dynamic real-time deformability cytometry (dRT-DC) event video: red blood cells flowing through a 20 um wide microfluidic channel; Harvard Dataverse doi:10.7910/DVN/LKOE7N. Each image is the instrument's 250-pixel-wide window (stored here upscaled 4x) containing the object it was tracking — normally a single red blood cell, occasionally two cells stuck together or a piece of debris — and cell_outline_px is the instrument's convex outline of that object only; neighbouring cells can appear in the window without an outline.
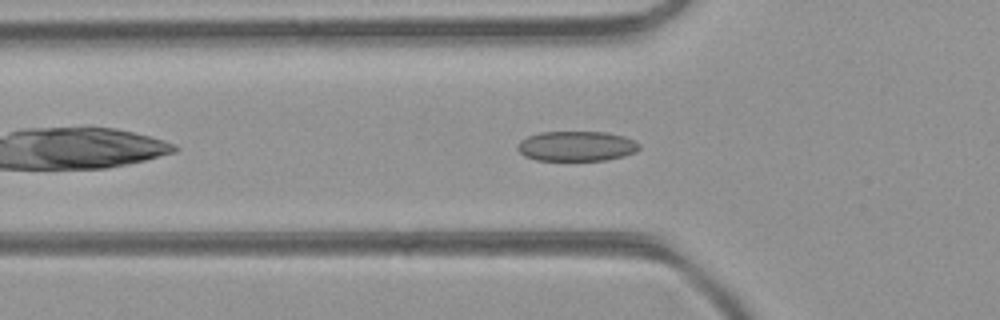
{"species": "common noctule bat (a hibernating species)", "species_latin": "Nyctalus noctula", "temperature_condition": "room temperature", "stored_images_in_passage": 34, "camera_frame_rate_fps": 3000, "um_per_image_px": 0.085, "animal": {"sex": "female", "body_mass_g": 21.9}, "frame": {"image": 1, "passage_image": 3, "time_ms": 0.667, "image_size_px": [1000, 320], "cell_outline_px": [[640, 148], [636, 152], [624, 156], [608, 160], [536, 160], [524, 156], [516, 148], [516, 144], [520, 140], [528, 136], [540, 132], [604, 132], [624, 136], [640, 144]], "centroid_in_image_um": [48.98, 12.42], "position_along_channel_um": 76.8, "area_um2": 21.39}}
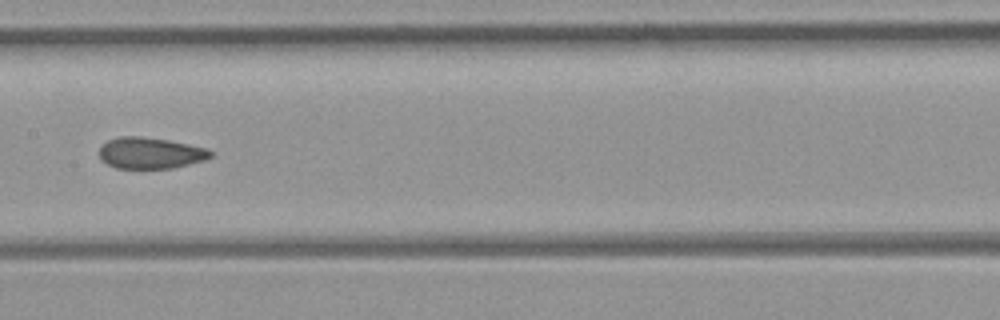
{"frame": {"image": 2, "passage_image": 11, "time_ms": 3.333, "image_size_px": [1000, 320], "cell_outline_px": [[212, 156], [204, 160], [172, 168], [116, 168], [100, 160], [100, 148], [108, 140], [120, 136], [140, 136], [168, 140], [208, 148], [212, 152]], "centroid_in_image_um": [12.78, 13.0], "position_along_channel_um": 194.6, "area_um2": 20.17}}
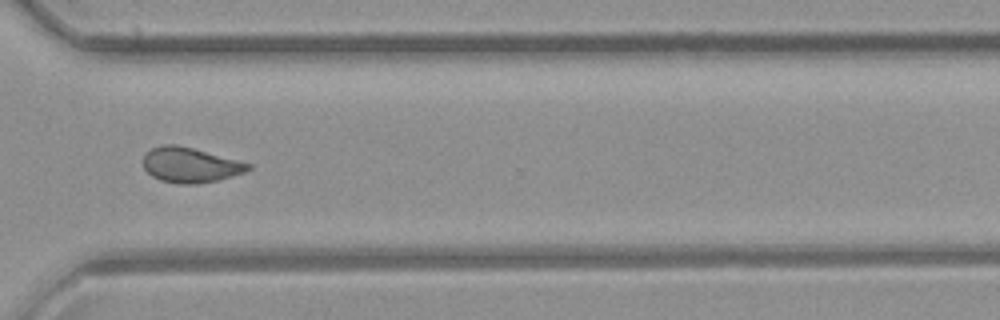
{"frame": {"image": 3, "passage_image": 22, "time_ms": 7.0, "image_size_px": [1000, 320], "cell_outline_px": [[252, 168], [244, 172], [232, 176], [216, 180], [196, 184], [180, 184], [160, 180], [152, 176], [144, 168], [144, 152], [160, 144], [176, 144], [192, 148], [252, 164]], "centroid_in_image_um": [16.14, 14.02], "position_along_channel_um": 354.5, "area_um2": 21.33}, "authors_computed_cell_mechanics": {"area_um2": 21.1837, "velocity_mm_per_s": 4.3749, "shape_relaxation_time_tau1_ms": null, "shape_relaxation_time_tau2_ms": 1.6976, "deformation_change_tau1": null, "deformation_change_tau2": 0.0828}}